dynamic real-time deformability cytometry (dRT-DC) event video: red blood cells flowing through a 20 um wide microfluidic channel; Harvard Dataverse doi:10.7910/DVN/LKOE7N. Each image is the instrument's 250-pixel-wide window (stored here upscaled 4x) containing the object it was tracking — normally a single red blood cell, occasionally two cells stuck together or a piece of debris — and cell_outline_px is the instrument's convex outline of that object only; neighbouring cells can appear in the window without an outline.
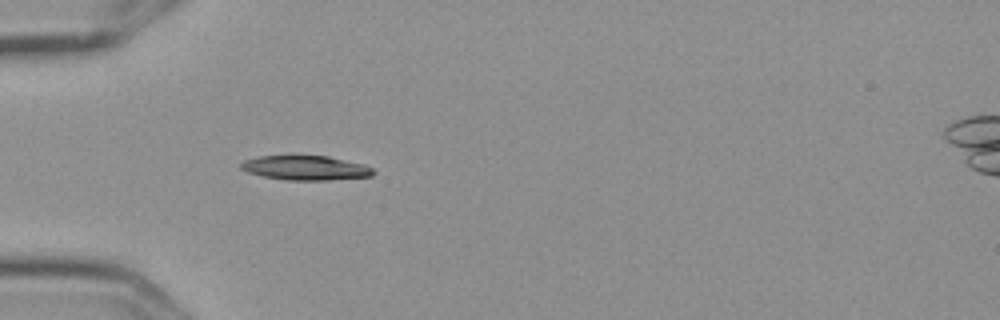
{"species": "Egyptian fruit bat (a non-hibernating species)", "species_latin": "Rousettus aegyptiacus", "temperature_condition": "cold", "stored_images_in_passage": 6, "camera_frame_rate_fps": 3000, "um_per_image_px": 0.085, "frame": {"image": 1, "passage_image": 6, "time_ms": 1.667, "image_size_px": [1000, 320], "cell_outline_px": [[376, 172], [372, 176], [328, 180], [284, 180], [264, 176], [248, 172], [240, 168], [240, 164], [244, 160], [256, 156], [292, 152], [328, 156], [364, 164], [372, 168]], "centroid_in_image_um": [25.92, 14.21], "position_along_channel_um": 59.1, "area_um2": 19.88}}